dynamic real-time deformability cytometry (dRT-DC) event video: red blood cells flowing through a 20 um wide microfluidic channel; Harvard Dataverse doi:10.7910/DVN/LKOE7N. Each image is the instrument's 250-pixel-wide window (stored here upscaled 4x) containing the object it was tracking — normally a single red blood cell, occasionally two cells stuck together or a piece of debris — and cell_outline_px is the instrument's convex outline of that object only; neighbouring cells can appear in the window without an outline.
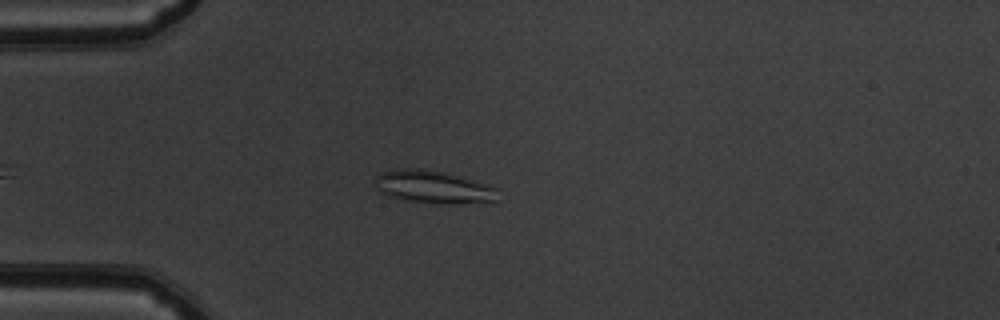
{"species": "common noctule bat (a hibernating species)", "species_latin": "Nyctalus noctula", "temperature_condition": "warm", "stored_images_in_passage": 47, "camera_frame_rate_fps": 3000, "um_per_image_px": 0.085, "animal": {"sex": "male", "body_mass_g": 19.5, "forearm_length_mm": 54.6}, "frame": {"image": 1, "passage_image": 9, "time_ms": 2.667, "image_size_px": [1000, 320], "cell_outline_px": [[500, 188], [496, 200], [432, 204], [408, 200], [392, 196], [380, 192], [376, 184], [376, 176], [380, 172], [396, 168], [424, 168], [444, 172]], "centroid_in_image_um": [36.8, 15.86], "position_along_channel_um": 48.2, "area_um2": 23.12}}
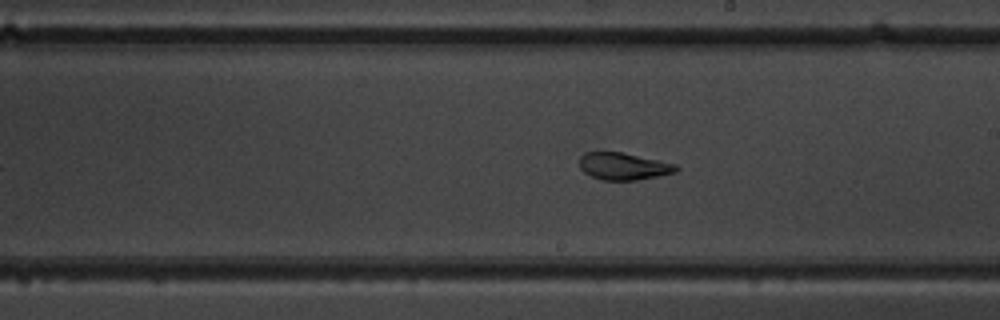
{"frame": {"image": 2, "passage_image": 25, "time_ms": 8.0, "image_size_px": [1000, 320], "cell_outline_px": [[680, 168], [676, 172], [660, 176], [636, 180], [604, 180], [592, 176], [584, 172], [580, 168], [580, 156], [584, 152], [620, 152], [676, 164]], "centroid_in_image_um": [53.01, 14.14], "position_along_channel_um": 236.0, "area_um2": 15.2}}
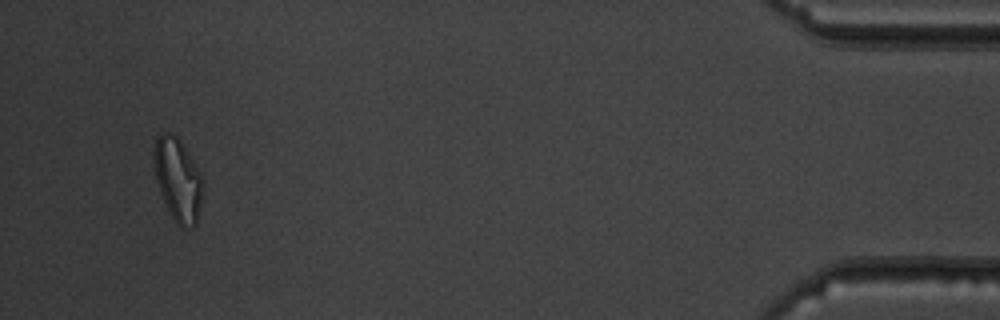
{"frame": {"image": 3, "passage_image": 45, "time_ms": 14.667, "image_size_px": [1000, 320], "cell_outline_px": [[204, 184], [200, 208], [196, 224], [192, 228], [184, 228], [176, 224], [160, 192], [156, 180], [152, 160], [152, 148], [156, 136], [160, 132], [168, 132], [176, 136], [180, 140], [200, 172]], "centroid_in_image_um": [15.09, 15.24], "position_along_channel_um": 420.1, "area_um2": 23.99}, "authors_computed_cell_mechanics": {"area_um2": 18.3226, "velocity_mm_per_s": 3.8463, "shape_relaxation_time_tau1_ms": null, "shape_relaxation_time_tau2_ms": 1.1924, "deformation_change_tau1": null, "deformation_change_tau2": 0.0612}}